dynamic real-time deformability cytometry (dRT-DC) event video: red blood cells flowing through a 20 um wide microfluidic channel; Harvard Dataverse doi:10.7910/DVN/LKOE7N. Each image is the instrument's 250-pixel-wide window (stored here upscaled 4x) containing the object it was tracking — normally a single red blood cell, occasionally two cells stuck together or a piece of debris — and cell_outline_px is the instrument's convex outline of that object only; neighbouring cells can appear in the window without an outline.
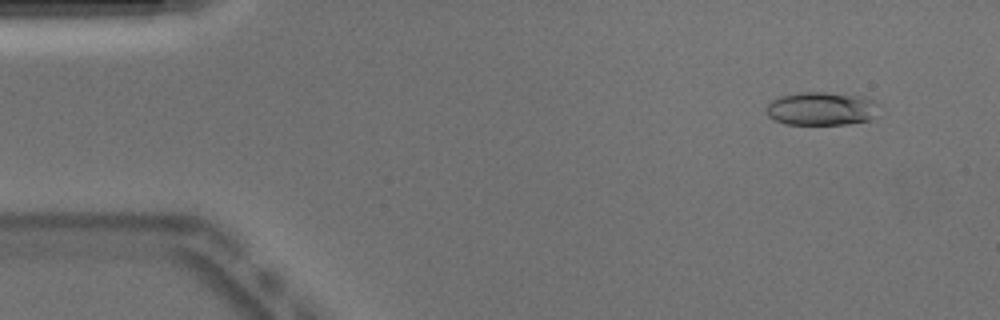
{"species": "Egyptian fruit bat (a non-hibernating species)", "species_latin": "Rousettus aegyptiacus", "temperature_condition": "warm", "stored_images_in_passage": 10, "camera_frame_rate_fps": 3000, "um_per_image_px": 0.085, "animal": {"sex": "male"}, "frame": {"image": 1, "passage_image": 4, "time_ms": 1.0, "image_size_px": [1000, 320], "cell_outline_px": [[884, 104], [872, 120], [848, 124], [784, 124], [772, 120], [768, 116], [764, 108], [772, 100], [780, 96], [800, 92], [824, 92], [864, 96]], "centroid_in_image_um": [69.88, 9.24], "position_along_channel_um": 15.1, "area_um2": 22.6}}